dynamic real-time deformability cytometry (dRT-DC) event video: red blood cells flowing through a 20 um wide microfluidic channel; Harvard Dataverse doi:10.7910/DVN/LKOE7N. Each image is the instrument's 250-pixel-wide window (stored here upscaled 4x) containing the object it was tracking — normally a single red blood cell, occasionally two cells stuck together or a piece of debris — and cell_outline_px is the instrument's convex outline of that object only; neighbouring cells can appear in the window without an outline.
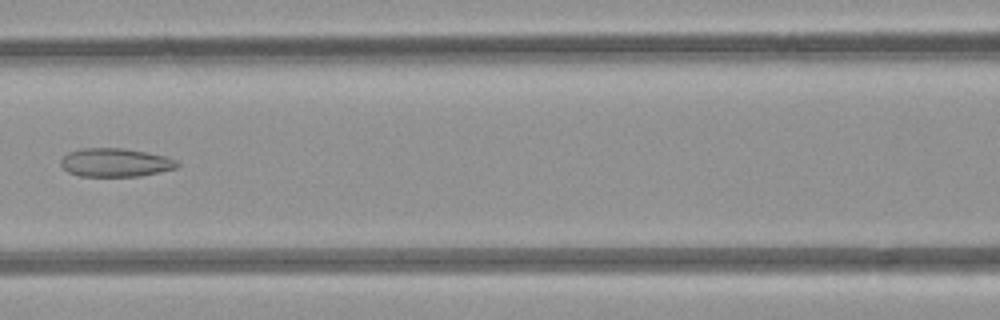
{"species": "common noctule bat (a hibernating species)", "species_latin": "Nyctalus noctula", "temperature_condition": "room temperature", "stored_images_in_passage": 7, "camera_frame_rate_fps": 3000, "um_per_image_px": 0.085, "animal": {"sex": "female", "body_mass_g": 21.9}, "frame": {"image": 1, "passage_image": 7, "time_ms": 7.0, "image_size_px": [1000, 320], "cell_outline_px": [[180, 164], [176, 168], [160, 172], [140, 176], [80, 176], [68, 172], [60, 164], [60, 160], [68, 152], [84, 148], [124, 148], [164, 156], [176, 160]], "centroid_in_image_um": [9.8, 13.82], "position_along_channel_um": 156.8, "area_um2": 19.25}}